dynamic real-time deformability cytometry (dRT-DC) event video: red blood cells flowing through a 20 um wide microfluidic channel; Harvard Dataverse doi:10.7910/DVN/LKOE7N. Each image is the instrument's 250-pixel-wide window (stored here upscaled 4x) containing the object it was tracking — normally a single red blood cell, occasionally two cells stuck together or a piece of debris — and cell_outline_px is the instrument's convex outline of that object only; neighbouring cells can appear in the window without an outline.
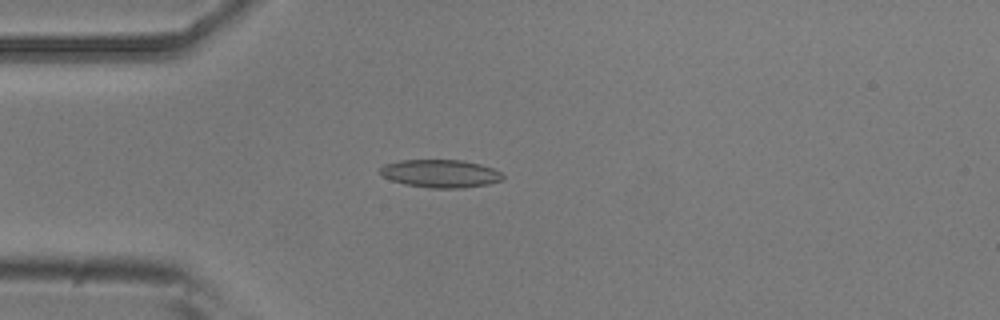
{"species": "common noctule bat (a hibernating species)", "species_latin": "Nyctalus noctula", "temperature_condition": "room temperature", "stored_images_in_passage": 5, "camera_frame_rate_fps": 3000, "um_per_image_px": 0.085, "animal": {"sex": "male", "body_mass_g": 20.5, "forearm_length_mm": 52.5}, "frame": {"image": 1, "passage_image": 4, "time_ms": 1.0, "image_size_px": [1000, 320], "cell_outline_px": [[504, 180], [488, 184], [464, 188], [428, 188], [404, 184], [392, 180], [384, 176], [380, 172], [380, 168], [384, 164], [400, 160], [460, 160], [480, 164], [492, 168], [500, 172], [504, 176]], "centroid_in_image_um": [37.45, 14.76], "position_along_channel_um": 47.5, "area_um2": 20.0}}